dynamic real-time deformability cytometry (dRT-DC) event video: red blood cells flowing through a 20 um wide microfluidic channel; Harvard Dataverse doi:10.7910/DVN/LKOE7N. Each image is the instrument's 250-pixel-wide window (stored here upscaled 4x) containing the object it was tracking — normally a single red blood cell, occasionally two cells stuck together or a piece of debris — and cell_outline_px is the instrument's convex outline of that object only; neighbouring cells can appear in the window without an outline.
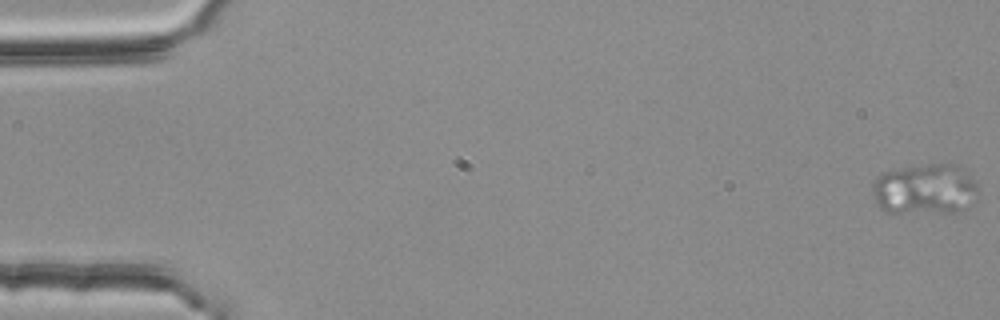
{"species": "common noctule bat (a hibernating species)", "species_latin": "Nyctalus noctula", "temperature_condition": "room temperature", "stored_images_in_passage": 16, "segment_of_instrument_passage": [1, 2], "camera_frame_rate_fps": 3000, "um_per_image_px": 0.085, "animal": {"sex": "female", "body_mass_g": 25.1}, "frame": {"image": 1, "passage_image": 1, "time_ms": 0.0, "image_size_px": [1000, 320], "cell_outline_px": [[980, 192], [964, 208], [956, 212], [884, 212], [880, 208], [872, 192], [872, 184], [876, 176], [884, 172], [924, 164], [956, 164], [968, 172], [980, 188]], "centroid_in_image_um": [78.63, 16.07], "position_along_channel_um": 6.4, "area_um2": 31.27}}
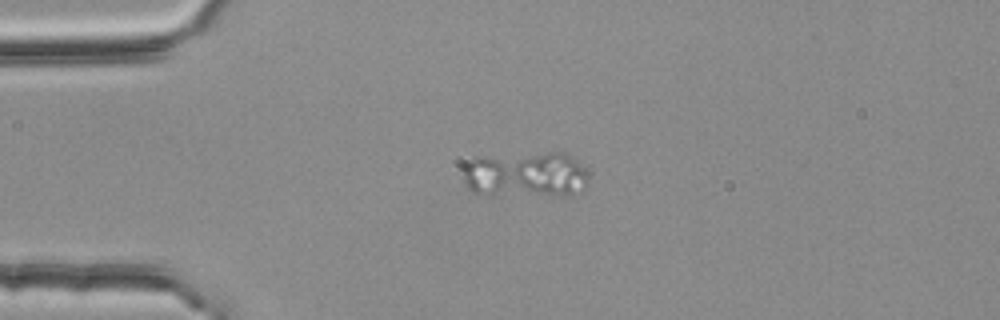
{"frame": {"image": 2, "passage_image": 14, "time_ms": 4.333, "image_size_px": [1000, 320], "cell_outline_px": [[588, 184], [580, 192], [564, 196], [472, 192], [464, 184], [464, 164], [476, 156], [552, 152], [564, 152], [576, 160], [584, 168], [588, 176]], "centroid_in_image_um": [44.7, 14.82], "position_along_channel_um": 40.3, "area_um2": 33.52}}